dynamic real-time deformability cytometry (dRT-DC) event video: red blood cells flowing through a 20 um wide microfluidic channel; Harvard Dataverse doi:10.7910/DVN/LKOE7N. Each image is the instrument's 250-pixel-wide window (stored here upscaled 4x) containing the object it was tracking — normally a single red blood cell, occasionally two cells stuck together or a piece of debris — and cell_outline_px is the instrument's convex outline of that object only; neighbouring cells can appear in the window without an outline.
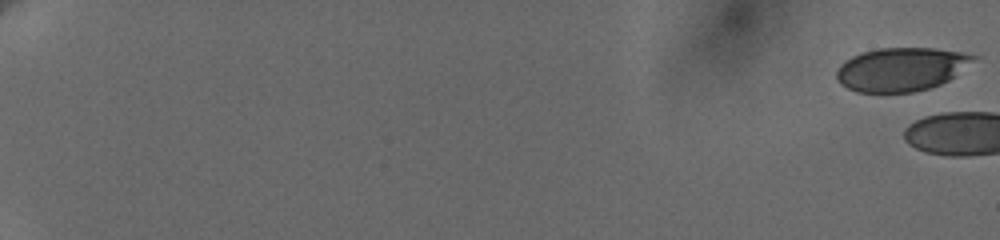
{"species": "human", "species_latin": "Homo sapiens", "temperature_condition": "cold", "stored_images_in_passage": 16, "camera_frame_rate_fps": 3000, "um_per_image_px": 0.085, "donor": {"sex": "female"}, "frame": {"image": 1, "passage_image": 1, "time_ms": 0.0, "image_size_px": [1000, 240], "cell_outline_px": [[980, 56], [948, 80], [940, 84], [928, 88], [912, 92], [856, 92], [840, 84], [836, 80], [836, 72], [840, 64], [852, 56], [860, 52], [880, 48], [936, 48], [964, 52]], "centroid_in_image_um": [76.59, 5.87], "position_along_channel_um": 8.4, "area_um2": 34.8}}